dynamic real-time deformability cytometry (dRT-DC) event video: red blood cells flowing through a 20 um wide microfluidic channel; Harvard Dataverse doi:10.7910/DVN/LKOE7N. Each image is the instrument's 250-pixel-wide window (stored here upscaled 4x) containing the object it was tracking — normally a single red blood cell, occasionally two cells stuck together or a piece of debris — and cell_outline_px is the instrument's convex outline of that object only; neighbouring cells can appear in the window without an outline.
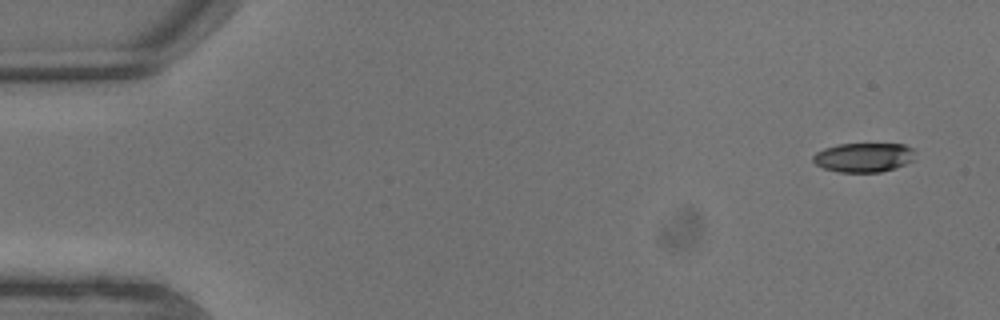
{"species": "common noctule bat (a hibernating species)", "species_latin": "Nyctalus noctula", "temperature_condition": "warm", "stored_images_in_passage": 7, "camera_frame_rate_fps": 3000, "um_per_image_px": 0.085, "animal": {"sex": "male", "body_mass_g": 13.3}, "frame": {"image": 1, "passage_image": 1, "time_ms": 0.0, "image_size_px": [1000, 320], "cell_outline_px": [[912, 160], [896, 168], [880, 172], [840, 172], [824, 168], [816, 164], [812, 160], [812, 156], [816, 152], [824, 148], [840, 144], [904, 144], [912, 148]], "centroid_in_image_um": [73.37, 13.38], "position_along_channel_um": 11.6, "area_um2": 17.22}}
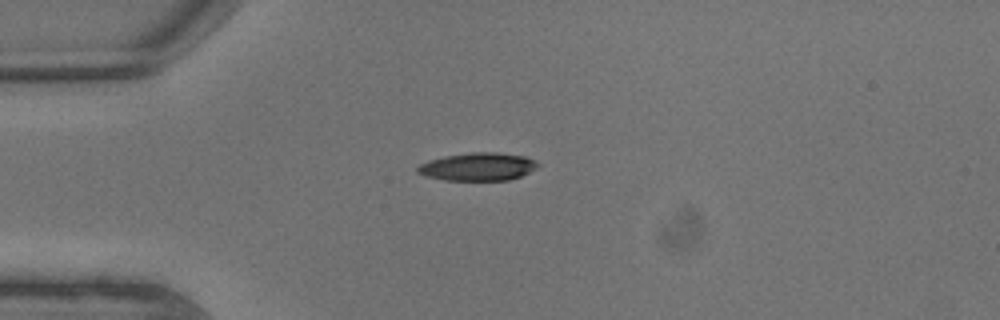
{"frame": {"image": 2, "passage_image": 5, "time_ms": 1.333, "image_size_px": [1000, 320], "cell_outline_px": [[540, 164], [536, 168], [520, 176], [508, 180], [444, 180], [424, 176], [416, 172], [416, 168], [420, 164], [428, 160], [444, 156], [468, 152], [500, 152], [524, 156], [536, 160]], "centroid_in_image_um": [40.6, 14.16], "position_along_channel_um": 44.4, "area_um2": 19.77}}
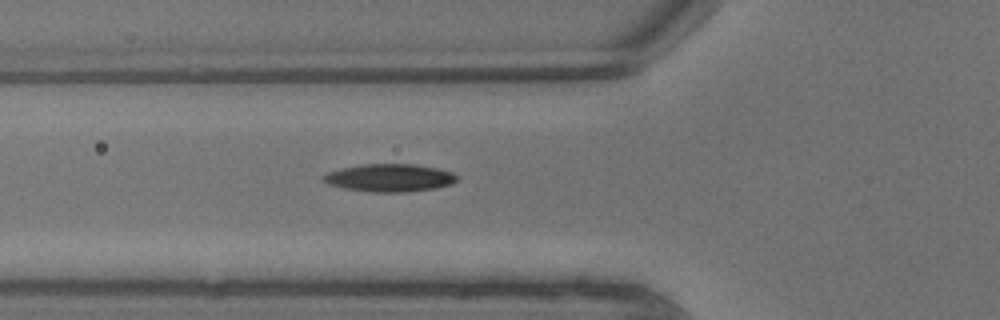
{"frame": {"image": 3, "passage_image": 7, "time_ms": 2.0, "image_size_px": [1000, 320], "cell_outline_px": [[460, 180], [452, 184], [436, 188], [404, 192], [372, 192], [344, 188], [328, 184], [320, 180], [328, 172], [340, 168], [360, 164], [412, 164], [440, 168], [452, 172], [460, 176]], "centroid_in_image_um": [33.16, 15.11], "position_along_channel_um": 92.6, "area_um2": 21.91}}